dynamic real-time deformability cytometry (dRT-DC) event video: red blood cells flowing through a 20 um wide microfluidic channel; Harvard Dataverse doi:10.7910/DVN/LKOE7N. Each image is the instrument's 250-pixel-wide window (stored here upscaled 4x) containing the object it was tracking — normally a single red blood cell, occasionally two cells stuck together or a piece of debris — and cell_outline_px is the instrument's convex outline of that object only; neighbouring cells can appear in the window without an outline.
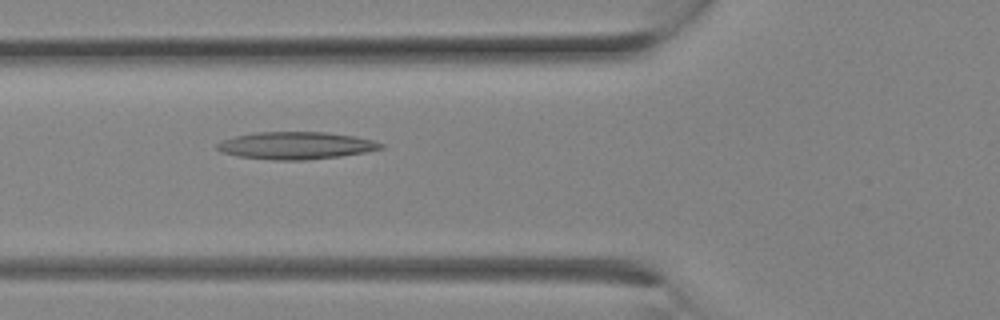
{"species": "Egyptian fruit bat (a non-hibernating species)", "species_latin": "Rousettus aegyptiacus", "temperature_condition": "room temperature", "stored_images_in_passage": 13, "camera_frame_rate_fps": 3000, "um_per_image_px": 0.085, "animal": {"sex": "female"}, "frame": {"image": 1, "passage_image": 10, "time_ms": 3.0, "image_size_px": [1000, 320], "cell_outline_px": [[384, 148], [364, 152], [340, 156], [304, 160], [272, 160], [236, 156], [224, 152], [216, 148], [216, 144], [224, 140], [236, 136], [256, 132], [324, 132], [352, 136], [372, 140], [384, 144]], "centroid_in_image_um": [25.14, 12.37], "position_along_channel_um": 100.7, "area_um2": 25.84}}
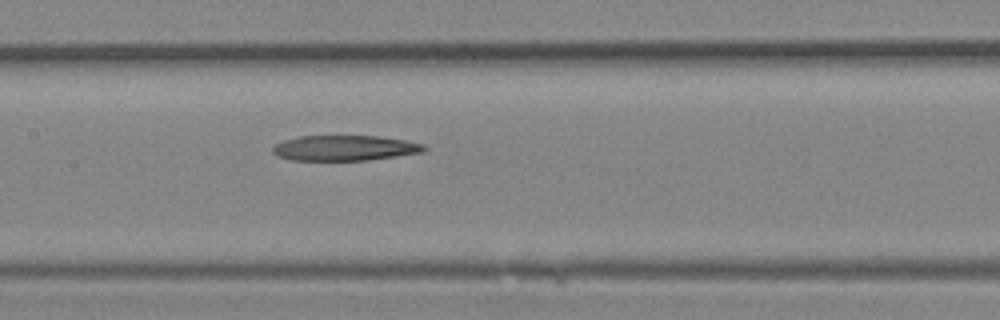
{"frame": {"image": 2, "passage_image": 13, "time_ms": 4.0, "image_size_px": [1000, 320], "cell_outline_px": [[428, 148], [424, 152], [368, 160], [292, 160], [280, 156], [272, 152], [272, 148], [276, 144], [284, 140], [300, 136], [380, 136], [404, 140], [424, 144]], "centroid_in_image_um": [29.34, 12.58], "position_along_channel_um": 178.1, "area_um2": 22.25}}